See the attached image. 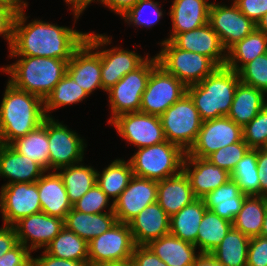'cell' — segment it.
<instances>
[{"mask_svg": "<svg viewBox=\"0 0 267 266\" xmlns=\"http://www.w3.org/2000/svg\"><path fill=\"white\" fill-rule=\"evenodd\" d=\"M26 7L27 2L23 3L16 14L9 56L47 57L68 62L73 52L85 41L87 33L38 19L25 25L30 17L25 16Z\"/></svg>", "mask_w": 267, "mask_h": 266, "instance_id": "1", "label": "cell"}, {"mask_svg": "<svg viewBox=\"0 0 267 266\" xmlns=\"http://www.w3.org/2000/svg\"><path fill=\"white\" fill-rule=\"evenodd\" d=\"M44 100L7 82L0 103V143L9 145L39 127L46 119Z\"/></svg>", "mask_w": 267, "mask_h": 266, "instance_id": "2", "label": "cell"}, {"mask_svg": "<svg viewBox=\"0 0 267 266\" xmlns=\"http://www.w3.org/2000/svg\"><path fill=\"white\" fill-rule=\"evenodd\" d=\"M10 57L19 59L15 63L1 68L2 72L9 74L8 82L43 100L67 73L68 62L66 60L36 56Z\"/></svg>", "mask_w": 267, "mask_h": 266, "instance_id": "3", "label": "cell"}, {"mask_svg": "<svg viewBox=\"0 0 267 266\" xmlns=\"http://www.w3.org/2000/svg\"><path fill=\"white\" fill-rule=\"evenodd\" d=\"M239 83L238 72L223 66L200 83L187 87L202 121L228 115Z\"/></svg>", "mask_w": 267, "mask_h": 266, "instance_id": "4", "label": "cell"}, {"mask_svg": "<svg viewBox=\"0 0 267 266\" xmlns=\"http://www.w3.org/2000/svg\"><path fill=\"white\" fill-rule=\"evenodd\" d=\"M186 152L169 141L139 148L130 157L133 175L160 181L175 176L183 170Z\"/></svg>", "mask_w": 267, "mask_h": 266, "instance_id": "5", "label": "cell"}, {"mask_svg": "<svg viewBox=\"0 0 267 266\" xmlns=\"http://www.w3.org/2000/svg\"><path fill=\"white\" fill-rule=\"evenodd\" d=\"M159 44L163 47L156 54L158 65L186 87L200 83L218 68L209 57L179 49L170 40Z\"/></svg>", "mask_w": 267, "mask_h": 266, "instance_id": "6", "label": "cell"}, {"mask_svg": "<svg viewBox=\"0 0 267 266\" xmlns=\"http://www.w3.org/2000/svg\"><path fill=\"white\" fill-rule=\"evenodd\" d=\"M85 41L100 55L102 88L105 91L114 86L123 76L140 67L149 58L148 54L146 57H141L134 51L117 46L104 49L105 45L111 43V38L105 34L87 32Z\"/></svg>", "mask_w": 267, "mask_h": 266, "instance_id": "7", "label": "cell"}, {"mask_svg": "<svg viewBox=\"0 0 267 266\" xmlns=\"http://www.w3.org/2000/svg\"><path fill=\"white\" fill-rule=\"evenodd\" d=\"M157 65L156 55L148 58L140 67L123 76L106 91L112 115L108 121L109 124L119 115L140 111L142 95L147 87L151 71Z\"/></svg>", "mask_w": 267, "mask_h": 266, "instance_id": "8", "label": "cell"}, {"mask_svg": "<svg viewBox=\"0 0 267 266\" xmlns=\"http://www.w3.org/2000/svg\"><path fill=\"white\" fill-rule=\"evenodd\" d=\"M160 121L166 140L185 152L194 144L203 122L188 93L171 105L160 116Z\"/></svg>", "mask_w": 267, "mask_h": 266, "instance_id": "9", "label": "cell"}, {"mask_svg": "<svg viewBox=\"0 0 267 266\" xmlns=\"http://www.w3.org/2000/svg\"><path fill=\"white\" fill-rule=\"evenodd\" d=\"M134 247L128 223L117 222L88 243V266L130 262Z\"/></svg>", "mask_w": 267, "mask_h": 266, "instance_id": "10", "label": "cell"}, {"mask_svg": "<svg viewBox=\"0 0 267 266\" xmlns=\"http://www.w3.org/2000/svg\"><path fill=\"white\" fill-rule=\"evenodd\" d=\"M186 93L187 87L180 80L157 65L142 95L140 112L160 117Z\"/></svg>", "mask_w": 267, "mask_h": 266, "instance_id": "11", "label": "cell"}, {"mask_svg": "<svg viewBox=\"0 0 267 266\" xmlns=\"http://www.w3.org/2000/svg\"><path fill=\"white\" fill-rule=\"evenodd\" d=\"M46 130L49 143V171L82 162L87 147L78 133L55 118H46Z\"/></svg>", "mask_w": 267, "mask_h": 266, "instance_id": "12", "label": "cell"}, {"mask_svg": "<svg viewBox=\"0 0 267 266\" xmlns=\"http://www.w3.org/2000/svg\"><path fill=\"white\" fill-rule=\"evenodd\" d=\"M0 211L3 224L9 226L24 217L42 212L37 181L3 184L0 191Z\"/></svg>", "mask_w": 267, "mask_h": 266, "instance_id": "13", "label": "cell"}, {"mask_svg": "<svg viewBox=\"0 0 267 266\" xmlns=\"http://www.w3.org/2000/svg\"><path fill=\"white\" fill-rule=\"evenodd\" d=\"M240 140H243V127L223 116L203 121L194 144L186 153L194 157L207 158L220 148Z\"/></svg>", "mask_w": 267, "mask_h": 266, "instance_id": "14", "label": "cell"}, {"mask_svg": "<svg viewBox=\"0 0 267 266\" xmlns=\"http://www.w3.org/2000/svg\"><path fill=\"white\" fill-rule=\"evenodd\" d=\"M126 142L138 149L166 141L160 117L133 112L117 116L111 123Z\"/></svg>", "mask_w": 267, "mask_h": 266, "instance_id": "15", "label": "cell"}, {"mask_svg": "<svg viewBox=\"0 0 267 266\" xmlns=\"http://www.w3.org/2000/svg\"><path fill=\"white\" fill-rule=\"evenodd\" d=\"M208 23L226 51L256 28V23L244 15L234 2L231 6L212 3Z\"/></svg>", "mask_w": 267, "mask_h": 266, "instance_id": "16", "label": "cell"}, {"mask_svg": "<svg viewBox=\"0 0 267 266\" xmlns=\"http://www.w3.org/2000/svg\"><path fill=\"white\" fill-rule=\"evenodd\" d=\"M13 227L18 242L33 252L44 249L59 234L64 220L40 212L20 219Z\"/></svg>", "mask_w": 267, "mask_h": 266, "instance_id": "17", "label": "cell"}, {"mask_svg": "<svg viewBox=\"0 0 267 266\" xmlns=\"http://www.w3.org/2000/svg\"><path fill=\"white\" fill-rule=\"evenodd\" d=\"M158 181L133 176L114 202L117 221L129 223L146 206L157 202Z\"/></svg>", "mask_w": 267, "mask_h": 266, "instance_id": "18", "label": "cell"}, {"mask_svg": "<svg viewBox=\"0 0 267 266\" xmlns=\"http://www.w3.org/2000/svg\"><path fill=\"white\" fill-rule=\"evenodd\" d=\"M183 171L190 181L194 196L198 199L231 179L228 171L215 166L206 158L190 156L187 153L183 161Z\"/></svg>", "mask_w": 267, "mask_h": 266, "instance_id": "19", "label": "cell"}, {"mask_svg": "<svg viewBox=\"0 0 267 266\" xmlns=\"http://www.w3.org/2000/svg\"><path fill=\"white\" fill-rule=\"evenodd\" d=\"M67 73L88 95L102 88L100 55L84 41L68 61Z\"/></svg>", "mask_w": 267, "mask_h": 266, "instance_id": "20", "label": "cell"}, {"mask_svg": "<svg viewBox=\"0 0 267 266\" xmlns=\"http://www.w3.org/2000/svg\"><path fill=\"white\" fill-rule=\"evenodd\" d=\"M171 42L179 49L209 57L218 67L225 66L226 50L209 23L197 29L179 33Z\"/></svg>", "mask_w": 267, "mask_h": 266, "instance_id": "21", "label": "cell"}, {"mask_svg": "<svg viewBox=\"0 0 267 266\" xmlns=\"http://www.w3.org/2000/svg\"><path fill=\"white\" fill-rule=\"evenodd\" d=\"M170 216L157 203L146 206L128 223L135 245H148L170 233Z\"/></svg>", "mask_w": 267, "mask_h": 266, "instance_id": "22", "label": "cell"}, {"mask_svg": "<svg viewBox=\"0 0 267 266\" xmlns=\"http://www.w3.org/2000/svg\"><path fill=\"white\" fill-rule=\"evenodd\" d=\"M211 4L208 0H173L168 13L172 20V29L170 36L165 40L171 41L179 33L207 24Z\"/></svg>", "mask_w": 267, "mask_h": 266, "instance_id": "23", "label": "cell"}, {"mask_svg": "<svg viewBox=\"0 0 267 266\" xmlns=\"http://www.w3.org/2000/svg\"><path fill=\"white\" fill-rule=\"evenodd\" d=\"M46 170L33 160L0 143V177L11 183H34Z\"/></svg>", "mask_w": 267, "mask_h": 266, "instance_id": "24", "label": "cell"}, {"mask_svg": "<svg viewBox=\"0 0 267 266\" xmlns=\"http://www.w3.org/2000/svg\"><path fill=\"white\" fill-rule=\"evenodd\" d=\"M37 189L42 212L64 220L73 206L59 173L46 171L37 180Z\"/></svg>", "mask_w": 267, "mask_h": 266, "instance_id": "25", "label": "cell"}, {"mask_svg": "<svg viewBox=\"0 0 267 266\" xmlns=\"http://www.w3.org/2000/svg\"><path fill=\"white\" fill-rule=\"evenodd\" d=\"M196 199L183 170L175 176L158 181L157 203L169 216L179 212Z\"/></svg>", "mask_w": 267, "mask_h": 266, "instance_id": "26", "label": "cell"}, {"mask_svg": "<svg viewBox=\"0 0 267 266\" xmlns=\"http://www.w3.org/2000/svg\"><path fill=\"white\" fill-rule=\"evenodd\" d=\"M113 210L109 207L105 213L88 214L72 208L64 219V226L89 243L118 222Z\"/></svg>", "mask_w": 267, "mask_h": 266, "instance_id": "27", "label": "cell"}, {"mask_svg": "<svg viewBox=\"0 0 267 266\" xmlns=\"http://www.w3.org/2000/svg\"><path fill=\"white\" fill-rule=\"evenodd\" d=\"M168 266H191L200 255L197 247L187 241L167 234L147 245Z\"/></svg>", "mask_w": 267, "mask_h": 266, "instance_id": "28", "label": "cell"}, {"mask_svg": "<svg viewBox=\"0 0 267 266\" xmlns=\"http://www.w3.org/2000/svg\"><path fill=\"white\" fill-rule=\"evenodd\" d=\"M246 197L247 195L241 192L237 182L230 179L201 199L208 210L233 222Z\"/></svg>", "mask_w": 267, "mask_h": 266, "instance_id": "29", "label": "cell"}, {"mask_svg": "<svg viewBox=\"0 0 267 266\" xmlns=\"http://www.w3.org/2000/svg\"><path fill=\"white\" fill-rule=\"evenodd\" d=\"M265 96L263 91L240 82L227 117L244 127L267 105Z\"/></svg>", "mask_w": 267, "mask_h": 266, "instance_id": "30", "label": "cell"}, {"mask_svg": "<svg viewBox=\"0 0 267 266\" xmlns=\"http://www.w3.org/2000/svg\"><path fill=\"white\" fill-rule=\"evenodd\" d=\"M267 53V35L255 28L226 51L225 66L238 72L246 63Z\"/></svg>", "mask_w": 267, "mask_h": 266, "instance_id": "31", "label": "cell"}, {"mask_svg": "<svg viewBox=\"0 0 267 266\" xmlns=\"http://www.w3.org/2000/svg\"><path fill=\"white\" fill-rule=\"evenodd\" d=\"M207 207L202 199H196L170 216V234L196 246L198 227Z\"/></svg>", "mask_w": 267, "mask_h": 266, "instance_id": "32", "label": "cell"}, {"mask_svg": "<svg viewBox=\"0 0 267 266\" xmlns=\"http://www.w3.org/2000/svg\"><path fill=\"white\" fill-rule=\"evenodd\" d=\"M15 151L35 161L46 171L49 170V143L46 130V119L27 135L9 144Z\"/></svg>", "mask_w": 267, "mask_h": 266, "instance_id": "33", "label": "cell"}, {"mask_svg": "<svg viewBox=\"0 0 267 266\" xmlns=\"http://www.w3.org/2000/svg\"><path fill=\"white\" fill-rule=\"evenodd\" d=\"M57 172L63 180L72 206L96 183L97 170L80 162L60 168Z\"/></svg>", "mask_w": 267, "mask_h": 266, "instance_id": "34", "label": "cell"}, {"mask_svg": "<svg viewBox=\"0 0 267 266\" xmlns=\"http://www.w3.org/2000/svg\"><path fill=\"white\" fill-rule=\"evenodd\" d=\"M250 238L233 226L210 254L224 266H247Z\"/></svg>", "mask_w": 267, "mask_h": 266, "instance_id": "35", "label": "cell"}, {"mask_svg": "<svg viewBox=\"0 0 267 266\" xmlns=\"http://www.w3.org/2000/svg\"><path fill=\"white\" fill-rule=\"evenodd\" d=\"M133 171L129 160L115 159L101 173L97 171L96 184L106 193L113 203L120 194L127 188L133 177Z\"/></svg>", "mask_w": 267, "mask_h": 266, "instance_id": "36", "label": "cell"}, {"mask_svg": "<svg viewBox=\"0 0 267 266\" xmlns=\"http://www.w3.org/2000/svg\"><path fill=\"white\" fill-rule=\"evenodd\" d=\"M232 226L231 221L207 209L198 227L196 247L200 253L210 254L221 244Z\"/></svg>", "mask_w": 267, "mask_h": 266, "instance_id": "37", "label": "cell"}, {"mask_svg": "<svg viewBox=\"0 0 267 266\" xmlns=\"http://www.w3.org/2000/svg\"><path fill=\"white\" fill-rule=\"evenodd\" d=\"M266 196H247L232 225L249 238L260 236L264 221Z\"/></svg>", "mask_w": 267, "mask_h": 266, "instance_id": "38", "label": "cell"}, {"mask_svg": "<svg viewBox=\"0 0 267 266\" xmlns=\"http://www.w3.org/2000/svg\"><path fill=\"white\" fill-rule=\"evenodd\" d=\"M44 251L57 258L88 261V243L65 226Z\"/></svg>", "mask_w": 267, "mask_h": 266, "instance_id": "39", "label": "cell"}, {"mask_svg": "<svg viewBox=\"0 0 267 266\" xmlns=\"http://www.w3.org/2000/svg\"><path fill=\"white\" fill-rule=\"evenodd\" d=\"M88 96L87 92L66 73L44 100L45 115L48 118H52V115H49L51 111L62 106L83 102Z\"/></svg>", "mask_w": 267, "mask_h": 266, "instance_id": "40", "label": "cell"}, {"mask_svg": "<svg viewBox=\"0 0 267 266\" xmlns=\"http://www.w3.org/2000/svg\"><path fill=\"white\" fill-rule=\"evenodd\" d=\"M241 192L247 196H260V183L257 166V149H250L240 159L231 173Z\"/></svg>", "mask_w": 267, "mask_h": 266, "instance_id": "41", "label": "cell"}, {"mask_svg": "<svg viewBox=\"0 0 267 266\" xmlns=\"http://www.w3.org/2000/svg\"><path fill=\"white\" fill-rule=\"evenodd\" d=\"M160 6L159 2H154V0H139L120 17L125 19L124 21L128 25L134 24V26L137 25V27L140 26L141 28H152L163 17V11ZM149 14L150 16H147Z\"/></svg>", "mask_w": 267, "mask_h": 266, "instance_id": "42", "label": "cell"}, {"mask_svg": "<svg viewBox=\"0 0 267 266\" xmlns=\"http://www.w3.org/2000/svg\"><path fill=\"white\" fill-rule=\"evenodd\" d=\"M238 74L241 83L255 87L267 95V53L246 63Z\"/></svg>", "mask_w": 267, "mask_h": 266, "instance_id": "43", "label": "cell"}, {"mask_svg": "<svg viewBox=\"0 0 267 266\" xmlns=\"http://www.w3.org/2000/svg\"><path fill=\"white\" fill-rule=\"evenodd\" d=\"M250 149L251 148L244 140H240L239 142L220 148L206 159L215 166H218L231 174L238 161L242 159Z\"/></svg>", "mask_w": 267, "mask_h": 266, "instance_id": "44", "label": "cell"}, {"mask_svg": "<svg viewBox=\"0 0 267 266\" xmlns=\"http://www.w3.org/2000/svg\"><path fill=\"white\" fill-rule=\"evenodd\" d=\"M243 140L251 149H262L267 142V105L243 127Z\"/></svg>", "mask_w": 267, "mask_h": 266, "instance_id": "45", "label": "cell"}, {"mask_svg": "<svg viewBox=\"0 0 267 266\" xmlns=\"http://www.w3.org/2000/svg\"><path fill=\"white\" fill-rule=\"evenodd\" d=\"M110 198L106 193L95 183L93 187L86 192L74 205L73 208L82 213L97 214L105 213L103 210L114 208V203L111 205Z\"/></svg>", "mask_w": 267, "mask_h": 266, "instance_id": "46", "label": "cell"}, {"mask_svg": "<svg viewBox=\"0 0 267 266\" xmlns=\"http://www.w3.org/2000/svg\"><path fill=\"white\" fill-rule=\"evenodd\" d=\"M25 2L0 3V36L8 42L9 50L13 41V28L16 14Z\"/></svg>", "mask_w": 267, "mask_h": 266, "instance_id": "47", "label": "cell"}, {"mask_svg": "<svg viewBox=\"0 0 267 266\" xmlns=\"http://www.w3.org/2000/svg\"><path fill=\"white\" fill-rule=\"evenodd\" d=\"M247 266H267V238L262 236L250 238Z\"/></svg>", "mask_w": 267, "mask_h": 266, "instance_id": "48", "label": "cell"}, {"mask_svg": "<svg viewBox=\"0 0 267 266\" xmlns=\"http://www.w3.org/2000/svg\"><path fill=\"white\" fill-rule=\"evenodd\" d=\"M31 251L18 242L0 257V266H27L32 261Z\"/></svg>", "mask_w": 267, "mask_h": 266, "instance_id": "49", "label": "cell"}, {"mask_svg": "<svg viewBox=\"0 0 267 266\" xmlns=\"http://www.w3.org/2000/svg\"><path fill=\"white\" fill-rule=\"evenodd\" d=\"M130 263L132 266H168L147 245H135Z\"/></svg>", "mask_w": 267, "mask_h": 266, "instance_id": "50", "label": "cell"}, {"mask_svg": "<svg viewBox=\"0 0 267 266\" xmlns=\"http://www.w3.org/2000/svg\"><path fill=\"white\" fill-rule=\"evenodd\" d=\"M233 2L256 24L267 13V0H233Z\"/></svg>", "mask_w": 267, "mask_h": 266, "instance_id": "51", "label": "cell"}, {"mask_svg": "<svg viewBox=\"0 0 267 266\" xmlns=\"http://www.w3.org/2000/svg\"><path fill=\"white\" fill-rule=\"evenodd\" d=\"M32 261L37 266H88V261H75L57 258L47 254L45 251L42 252L41 256L36 258L32 257Z\"/></svg>", "mask_w": 267, "mask_h": 266, "instance_id": "52", "label": "cell"}, {"mask_svg": "<svg viewBox=\"0 0 267 266\" xmlns=\"http://www.w3.org/2000/svg\"><path fill=\"white\" fill-rule=\"evenodd\" d=\"M18 243L13 226L4 225L0 228V257Z\"/></svg>", "mask_w": 267, "mask_h": 266, "instance_id": "53", "label": "cell"}, {"mask_svg": "<svg viewBox=\"0 0 267 266\" xmlns=\"http://www.w3.org/2000/svg\"><path fill=\"white\" fill-rule=\"evenodd\" d=\"M257 166L260 183V196L267 197V152L257 149Z\"/></svg>", "mask_w": 267, "mask_h": 266, "instance_id": "54", "label": "cell"}, {"mask_svg": "<svg viewBox=\"0 0 267 266\" xmlns=\"http://www.w3.org/2000/svg\"><path fill=\"white\" fill-rule=\"evenodd\" d=\"M139 0H103L101 4L107 6L112 12L122 16L128 9L133 7Z\"/></svg>", "mask_w": 267, "mask_h": 266, "instance_id": "55", "label": "cell"}, {"mask_svg": "<svg viewBox=\"0 0 267 266\" xmlns=\"http://www.w3.org/2000/svg\"><path fill=\"white\" fill-rule=\"evenodd\" d=\"M68 7L71 5V9L74 15V23L79 19V16L82 15L83 11L90 5V3L95 2V0H64ZM97 2H102L103 0H96Z\"/></svg>", "mask_w": 267, "mask_h": 266, "instance_id": "56", "label": "cell"}, {"mask_svg": "<svg viewBox=\"0 0 267 266\" xmlns=\"http://www.w3.org/2000/svg\"><path fill=\"white\" fill-rule=\"evenodd\" d=\"M191 266H224L219 263L211 254L200 253Z\"/></svg>", "mask_w": 267, "mask_h": 266, "instance_id": "57", "label": "cell"}, {"mask_svg": "<svg viewBox=\"0 0 267 266\" xmlns=\"http://www.w3.org/2000/svg\"><path fill=\"white\" fill-rule=\"evenodd\" d=\"M256 28L267 35V13L257 22Z\"/></svg>", "mask_w": 267, "mask_h": 266, "instance_id": "58", "label": "cell"}, {"mask_svg": "<svg viewBox=\"0 0 267 266\" xmlns=\"http://www.w3.org/2000/svg\"><path fill=\"white\" fill-rule=\"evenodd\" d=\"M260 236L267 238V197H266V207H265L264 221H263V225H262Z\"/></svg>", "mask_w": 267, "mask_h": 266, "instance_id": "59", "label": "cell"}, {"mask_svg": "<svg viewBox=\"0 0 267 266\" xmlns=\"http://www.w3.org/2000/svg\"><path fill=\"white\" fill-rule=\"evenodd\" d=\"M90 266H132L130 262L127 263H106V264H96Z\"/></svg>", "mask_w": 267, "mask_h": 266, "instance_id": "60", "label": "cell"}, {"mask_svg": "<svg viewBox=\"0 0 267 266\" xmlns=\"http://www.w3.org/2000/svg\"><path fill=\"white\" fill-rule=\"evenodd\" d=\"M6 2H26L23 0H0V3H6Z\"/></svg>", "mask_w": 267, "mask_h": 266, "instance_id": "61", "label": "cell"}, {"mask_svg": "<svg viewBox=\"0 0 267 266\" xmlns=\"http://www.w3.org/2000/svg\"><path fill=\"white\" fill-rule=\"evenodd\" d=\"M262 150H264L265 152H267V142H266V144L262 147Z\"/></svg>", "mask_w": 267, "mask_h": 266, "instance_id": "62", "label": "cell"}, {"mask_svg": "<svg viewBox=\"0 0 267 266\" xmlns=\"http://www.w3.org/2000/svg\"><path fill=\"white\" fill-rule=\"evenodd\" d=\"M27 266H37L33 261H31Z\"/></svg>", "mask_w": 267, "mask_h": 266, "instance_id": "63", "label": "cell"}]
</instances>
